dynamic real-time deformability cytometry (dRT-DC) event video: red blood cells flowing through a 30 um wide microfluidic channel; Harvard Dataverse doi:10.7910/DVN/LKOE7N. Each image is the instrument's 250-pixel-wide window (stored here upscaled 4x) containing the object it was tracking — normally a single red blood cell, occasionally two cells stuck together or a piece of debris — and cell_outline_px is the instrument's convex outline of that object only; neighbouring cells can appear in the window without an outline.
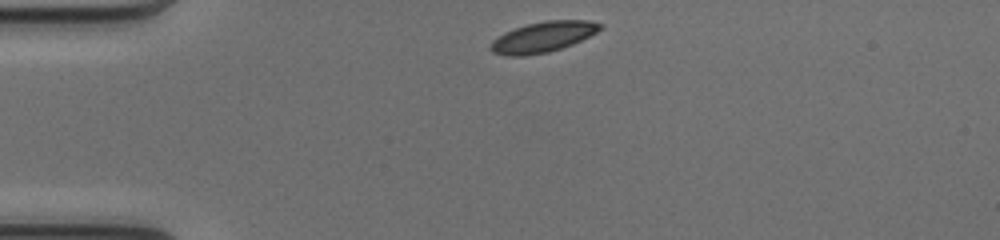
{"species": "common noctule bat (a hibernating species)", "species_latin": "Nyctalus noctula", "temperature_condition": "cold", "stored_images_in_passage": 40, "camera_frame_rate_fps": 3000, "um_per_image_px": 0.085, "animal": {"sex": "female", "body_mass_g": 17.0, "forearm_length_mm": 48.0}, "frame": {"image": 1, "passage_image": 1, "time_ms": 0.0, "image_size_px": [1000, 240], "cell_outline_px": [[604, 28], [572, 44], [548, 52], [524, 56], [504, 56], [492, 52], [488, 48], [492, 40], [496, 36], [504, 32], [528, 24], [548, 20], [588, 20], [604, 24]], "centroid_in_image_um": [46.12, 3.15], "position_along_channel_um": 38.9, "area_um2": 19.54}}
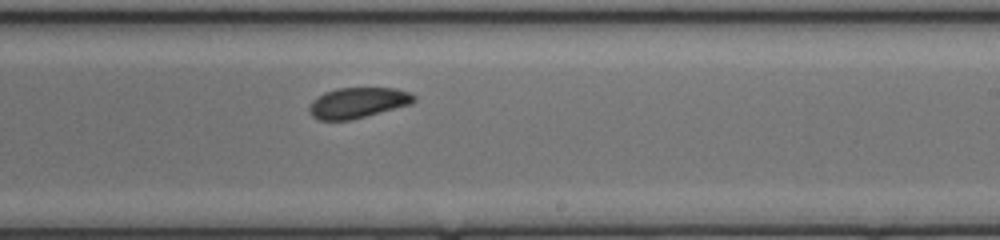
{"frame": {"image": 2, "passage_image": 20, "time_ms": 6.333, "image_size_px": [1000, 240], "cell_outline_px": [[416, 100], [412, 104], [348, 120], [320, 120], [312, 116], [308, 112], [308, 108], [312, 100], [324, 92], [336, 88], [396, 88], [408, 92], [416, 96]], "centroid_in_image_um": [30.39, 8.72], "position_along_channel_um": 258.6, "area_um2": 18.61}}
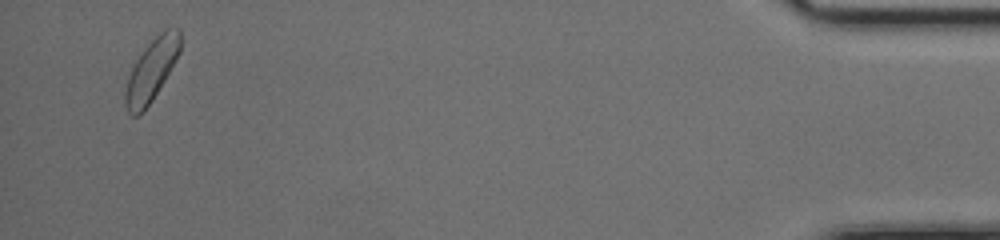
{"frame": {"image": 3, "passage_image": 38, "time_ms": 12.333, "image_size_px": [1000, 240], "cell_outline_px": [[180, 52], [164, 80], [152, 100], [136, 116], [132, 116], [128, 112], [124, 104], [124, 92], [128, 76], [132, 64], [144, 48], [160, 32], [168, 28], [180, 28]], "centroid_in_image_um": [12.85, 5.95], "position_along_channel_um": 422.4, "area_um2": 19.59}, "authors_computed_cell_mechanics": {"area_um2": 19.5075, "velocity_mm_per_s": 4.0752, "shape_relaxation_time_tau1_ms": 1.3951, "shape_relaxation_time_tau2_ms": 2.2874, "deformation_change_tau1": 0.0724, "deformation_change_tau2": 0.0582}}